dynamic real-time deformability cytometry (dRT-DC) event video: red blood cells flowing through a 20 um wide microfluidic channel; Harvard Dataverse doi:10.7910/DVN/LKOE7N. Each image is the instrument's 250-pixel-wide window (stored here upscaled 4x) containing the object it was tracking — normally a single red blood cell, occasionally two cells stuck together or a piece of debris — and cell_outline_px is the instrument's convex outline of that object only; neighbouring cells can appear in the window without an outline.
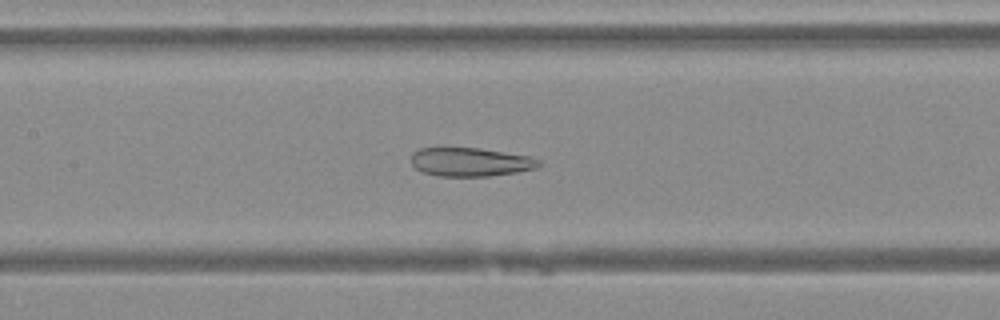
{"species": "Egyptian fruit bat (a non-hibernating species)", "species_latin": "Rousettus aegyptiacus", "temperature_condition": "warm", "stored_images_in_passage": 33, "camera_frame_rate_fps": 3000, "um_per_image_px": 0.085, "animal": {"sex": "female"}, "frame": {"image": 1, "passage_image": 8, "time_ms": 2.333, "image_size_px": [1000, 320], "cell_outline_px": [[540, 164], [536, 168], [516, 172], [488, 176], [440, 176], [420, 172], [412, 164], [412, 152], [420, 148], [480, 148], [528, 156], [540, 160]], "centroid_in_image_um": [39.96, 13.77], "position_along_channel_um": 167.4, "area_um2": 21.21}}
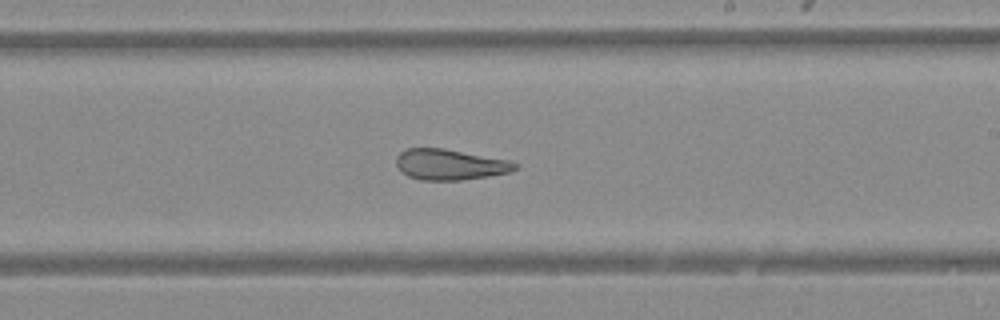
{"frame": {"image": 2, "passage_image": 14, "time_ms": 4.333, "image_size_px": [1000, 320], "cell_outline_px": [[516, 168], [508, 172], [488, 176], [460, 180], [420, 180], [408, 176], [400, 172], [396, 164], [396, 156], [404, 148], [444, 148], [508, 160], [516, 164]], "centroid_in_image_um": [38.16, 13.98], "position_along_channel_um": 250.8, "area_um2": 21.21}}
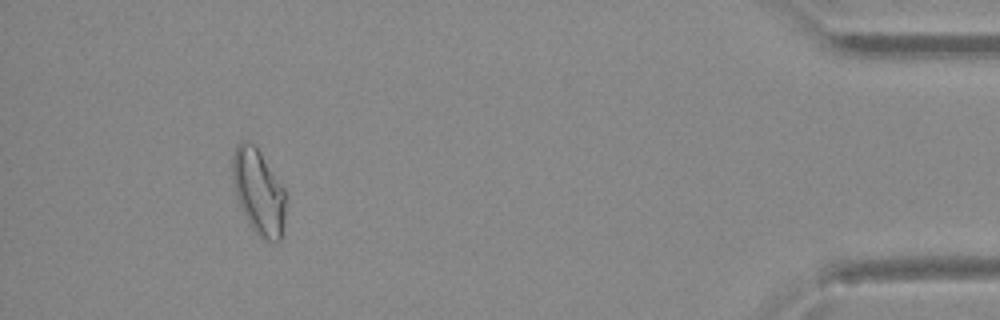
{"frame": {"image": 3, "passage_image": 30, "time_ms": 9.667, "image_size_px": [1000, 320], "cell_outline_px": [[284, 232], [280, 240], [276, 244], [272, 244], [264, 240], [252, 228], [236, 196], [232, 176], [232, 156], [240, 140], [244, 140], [256, 144], [284, 188]], "centroid_in_image_um": [21.99, 16.3], "position_along_channel_um": 413.2, "area_um2": 26.53}}